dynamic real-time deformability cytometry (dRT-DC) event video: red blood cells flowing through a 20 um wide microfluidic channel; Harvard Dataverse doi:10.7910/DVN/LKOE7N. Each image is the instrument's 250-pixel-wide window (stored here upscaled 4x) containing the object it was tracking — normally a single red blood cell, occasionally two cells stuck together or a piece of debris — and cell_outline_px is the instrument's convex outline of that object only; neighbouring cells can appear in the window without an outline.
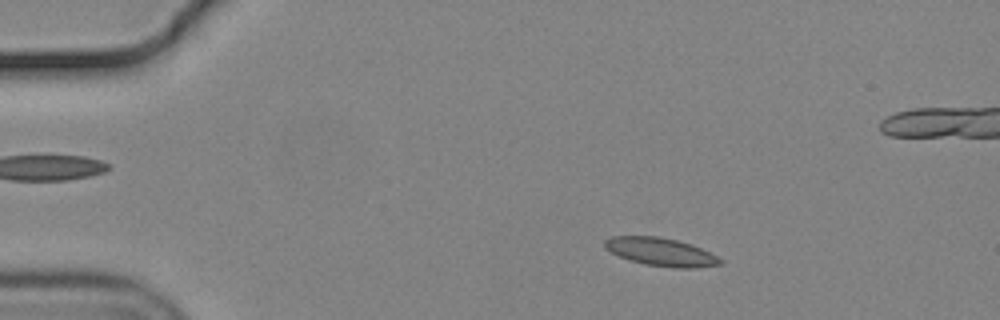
{"species": "common noctule bat (a hibernating species)", "species_latin": "Nyctalus noctula", "temperature_condition": "cold", "stored_images_in_passage": 53, "camera_frame_rate_fps": 3000, "um_per_image_px": 0.085, "animal": {"sex": "male", "body_mass_g": 19.2, "forearm_length_mm": 51.8}, "frame": {"image": 1, "passage_image": 6, "time_ms": 1.667, "image_size_px": [1000, 320], "cell_outline_px": [[724, 264], [696, 268], [676, 268], [644, 264], [628, 260], [604, 248], [604, 240], [612, 236], [656, 236], [676, 240], [692, 244], [724, 260]], "centroid_in_image_um": [56.18, 21.42], "position_along_channel_um": 28.8, "area_um2": 18.96}}
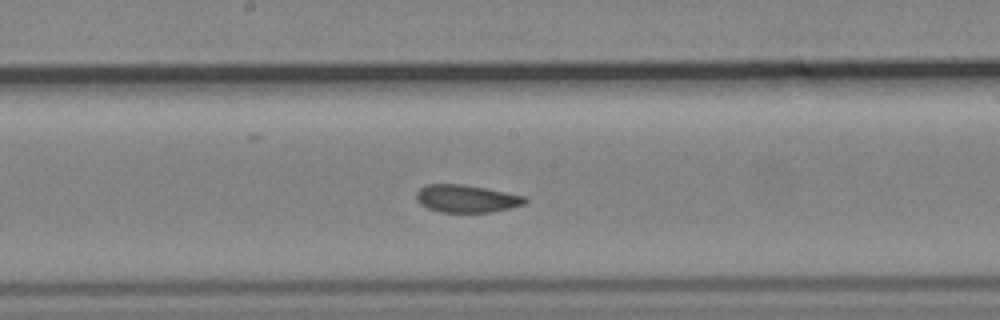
{"frame": {"image": 2, "passage_image": 26, "time_ms": 8.333, "image_size_px": [1000, 320], "cell_outline_px": [[528, 200], [524, 204], [512, 208], [488, 212], [440, 212], [428, 208], [420, 204], [416, 200], [416, 192], [420, 188], [428, 184], [460, 184], [484, 188], [524, 196]], "centroid_in_image_um": [39.62, 16.89], "position_along_channel_um": 208.6, "area_um2": 17.34}}
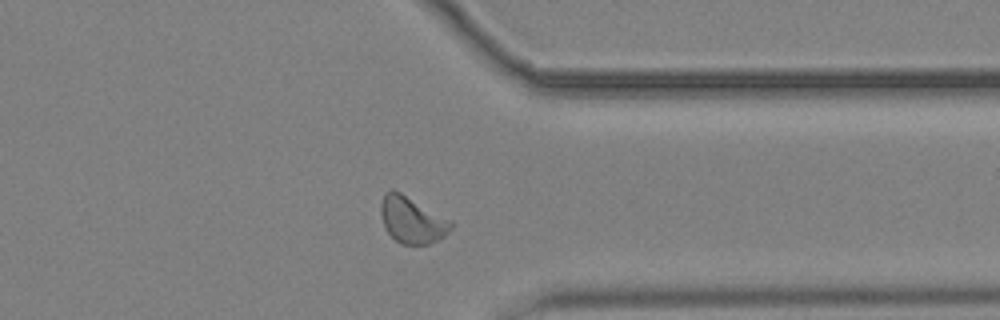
{"frame": {"image": 3, "passage_image": 40, "time_ms": 13.0, "image_size_px": [1000, 320], "cell_outline_px": [[456, 224], [444, 236], [428, 244], [400, 244], [384, 228], [380, 212], [380, 204], [384, 192], [392, 188], [400, 192], [452, 220]], "centroid_in_image_um": [35.01, 18.68], "position_along_channel_um": 376.4, "area_um2": 19.19}, "authors_computed_cell_mechanics": {"area_um2": 18.4382, "velocity_mm_per_s": 3.6813, "shape_relaxation_time_tau1_ms": null, "shape_relaxation_time_tau2_ms": 2.9573, "deformation_change_tau1": null, "deformation_change_tau2": 0.0528}}